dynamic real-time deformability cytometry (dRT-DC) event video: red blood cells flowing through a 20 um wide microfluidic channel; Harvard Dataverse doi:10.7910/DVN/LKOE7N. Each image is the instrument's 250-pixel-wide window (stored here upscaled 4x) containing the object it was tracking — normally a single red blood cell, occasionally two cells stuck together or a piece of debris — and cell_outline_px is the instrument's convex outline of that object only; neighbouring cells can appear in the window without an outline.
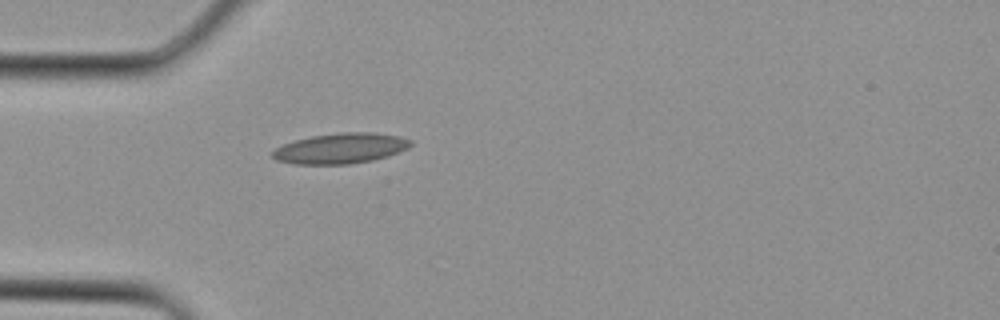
{"species": "Egyptian fruit bat (a non-hibernating species)", "species_latin": "Rousettus aegyptiacus", "temperature_condition": "cold", "stored_images_in_passage": 1, "camera_frame_rate_fps": 3000, "um_per_image_px": 0.085, "animal": {"sex": "female"}, "frame": {"image": 1, "passage_image": 1, "time_ms": 0.0, "image_size_px": [1000, 320], "cell_outline_px": [[412, 144], [408, 148], [388, 156], [372, 160], [348, 164], [292, 164], [276, 160], [272, 156], [272, 152], [276, 148], [284, 144], [296, 140], [312, 136], [344, 132], [376, 132], [400, 136], [412, 140]], "centroid_in_image_um": [28.98, 12.61], "position_along_channel_um": 56.0, "area_um2": 24.45}}